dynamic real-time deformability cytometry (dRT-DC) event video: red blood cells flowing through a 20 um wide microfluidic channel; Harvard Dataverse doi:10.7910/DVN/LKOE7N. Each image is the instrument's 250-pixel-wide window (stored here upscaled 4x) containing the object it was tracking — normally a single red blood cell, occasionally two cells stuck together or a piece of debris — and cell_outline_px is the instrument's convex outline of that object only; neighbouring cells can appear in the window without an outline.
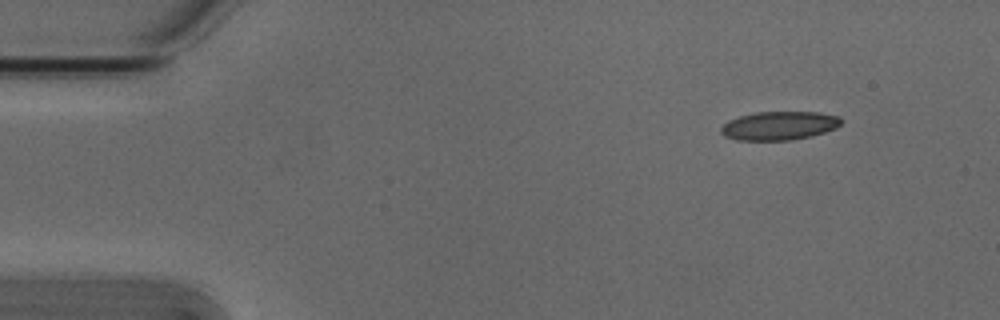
{"species": "Egyptian fruit bat (a non-hibernating species)", "species_latin": "Rousettus aegyptiacus", "temperature_condition": "cold", "stored_images_in_passage": 48, "camera_frame_rate_fps": 3000, "um_per_image_px": 0.085, "animal": {"sex": "male"}, "frame": {"image": 1, "passage_image": 1, "time_ms": 0.0, "image_size_px": [1000, 320], "cell_outline_px": [[844, 120], [836, 128], [812, 136], [792, 140], [736, 140], [724, 136], [720, 132], [720, 128], [728, 120], [740, 116], [756, 112], [816, 112], [840, 116]], "centroid_in_image_um": [66.24, 10.68], "position_along_channel_um": 18.8, "area_um2": 20.17}}
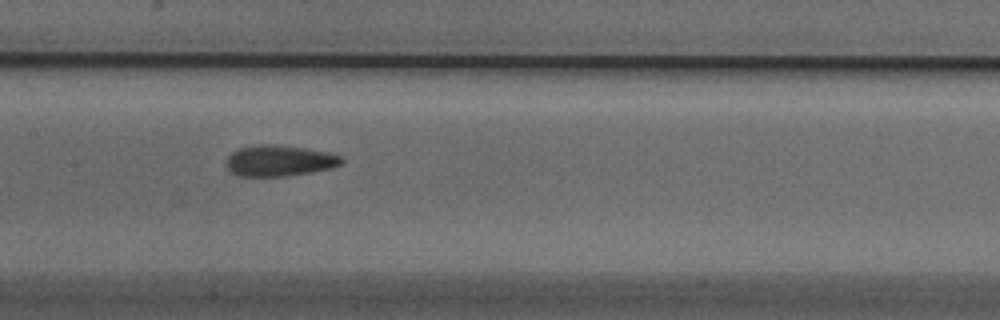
{"frame": {"image": 2, "passage_image": 21, "time_ms": 6.667, "image_size_px": [1000, 320], "cell_outline_px": [[344, 164], [328, 168], [308, 172], [284, 176], [236, 176], [228, 168], [228, 156], [232, 152], [240, 148], [252, 144], [272, 144], [304, 148], [328, 152], [340, 156], [344, 160]], "centroid_in_image_um": [23.74, 13.65], "position_along_channel_um": 183.7, "area_um2": 20.63}}
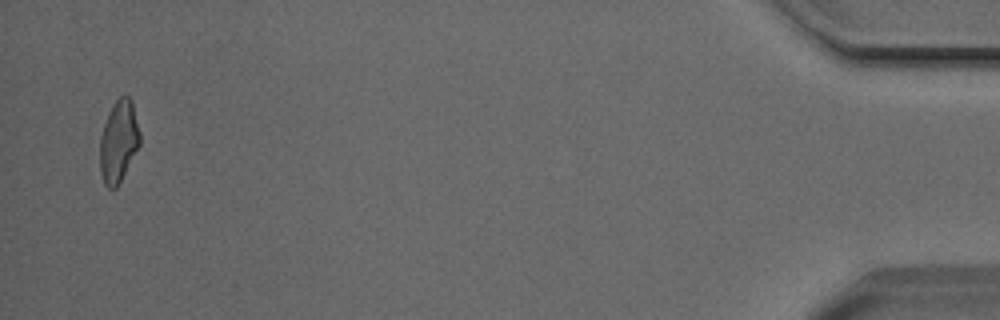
{"frame": {"image": 3, "passage_image": 47, "time_ms": 15.333, "image_size_px": [1000, 320], "cell_outline_px": [[140, 144], [116, 188], [108, 188], [104, 184], [100, 172], [100, 136], [104, 124], [112, 104], [124, 92], [132, 100], [140, 132]], "centroid_in_image_um": [10.08, 11.97], "position_along_channel_um": 425.1, "area_um2": 19.07}, "authors_computed_cell_mechanics": {"area_um2": 20.1144, "velocity_mm_per_s": 3.8377, "shape_relaxation_time_tau1_ms": 11.3032, "shape_relaxation_time_tau2_ms": 2.1991, "deformation_change_tau1": 0.2271, "deformation_change_tau2": 0.0958}}